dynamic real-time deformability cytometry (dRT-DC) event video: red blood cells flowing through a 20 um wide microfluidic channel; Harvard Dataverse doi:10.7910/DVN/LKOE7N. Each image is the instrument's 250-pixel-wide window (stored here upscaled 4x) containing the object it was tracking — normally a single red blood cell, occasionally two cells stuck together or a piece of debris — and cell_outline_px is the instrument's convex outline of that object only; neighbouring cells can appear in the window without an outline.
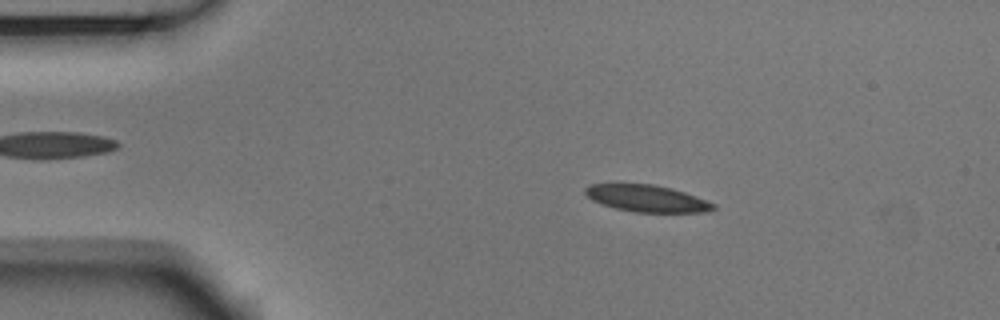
{"species": "Egyptian fruit bat (a non-hibernating species)", "species_latin": "Rousettus aegyptiacus", "temperature_condition": "room temperature", "stored_images_in_passage": 53, "camera_frame_rate_fps": 3000, "um_per_image_px": 0.085, "animal": {"sex": "male"}, "frame": {"image": 1, "passage_image": 9, "time_ms": 2.667, "image_size_px": [1000, 320], "cell_outline_px": [[716, 208], [704, 212], [636, 212], [616, 208], [592, 200], [584, 192], [584, 188], [588, 184], [652, 184], [672, 188], [696, 196], [716, 204]], "centroid_in_image_um": [54.99, 16.86], "position_along_channel_um": 30.0, "area_um2": 19.88}}
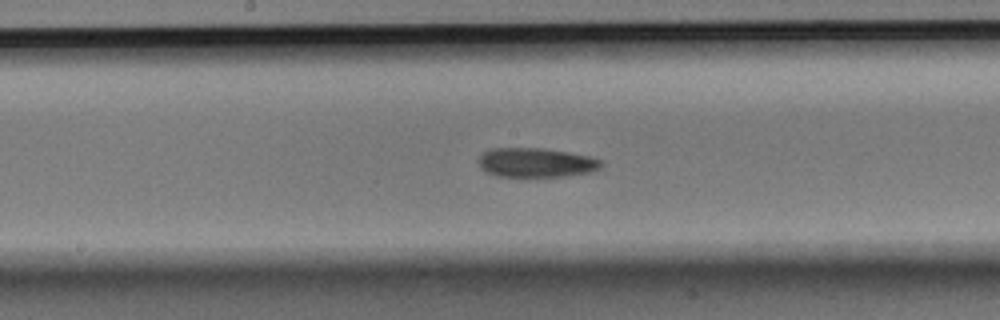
{"frame": {"image": 2, "passage_image": 27, "time_ms": 8.667, "image_size_px": [1000, 320], "cell_outline_px": [[604, 164], [600, 168], [588, 172], [560, 176], [524, 180], [496, 176], [480, 168], [480, 156], [484, 152], [492, 148], [544, 148], [568, 152], [588, 156], [604, 160]], "centroid_in_image_um": [45.55, 13.86], "position_along_channel_um": 202.6, "area_um2": 21.68}}
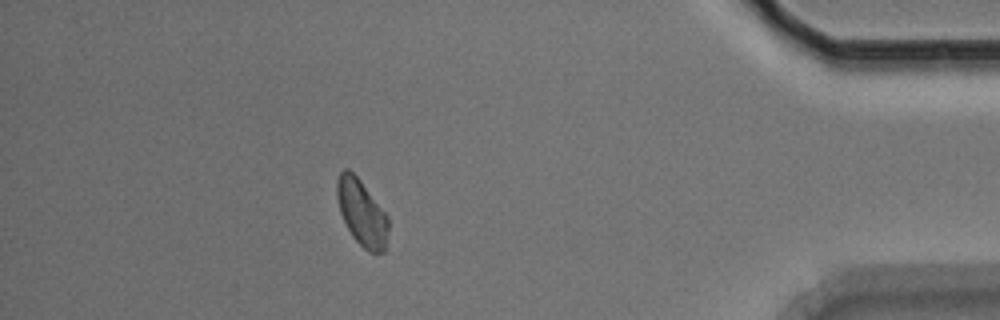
{"frame": {"image": 3, "passage_image": 47, "time_ms": 15.333, "image_size_px": [1000, 320], "cell_outline_px": [[388, 228], [384, 252], [368, 252], [352, 236], [340, 212], [336, 196], [336, 180], [340, 172], [344, 168], [348, 168], [360, 180], [388, 216]], "centroid_in_image_um": [30.73, 18.06], "position_along_channel_um": 404.5, "area_um2": 19.59}}